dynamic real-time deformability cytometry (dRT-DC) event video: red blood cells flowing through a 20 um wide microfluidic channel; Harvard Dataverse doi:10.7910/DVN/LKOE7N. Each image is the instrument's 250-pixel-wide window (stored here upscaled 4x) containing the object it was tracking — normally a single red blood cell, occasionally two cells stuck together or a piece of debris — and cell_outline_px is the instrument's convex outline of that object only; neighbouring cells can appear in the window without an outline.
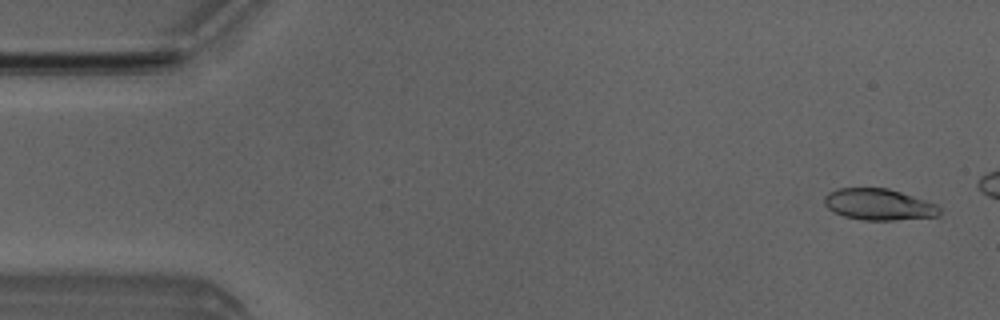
{"species": "Egyptian fruit bat (a non-hibernating species)", "species_latin": "Rousettus aegyptiacus", "temperature_condition": "room temperature", "stored_images_in_passage": 4, "camera_frame_rate_fps": 3000, "um_per_image_px": 0.085, "animal": {"sex": "male"}, "frame": {"image": 1, "passage_image": 1, "time_ms": 0.0, "image_size_px": [1000, 320], "cell_outline_px": [[940, 212], [936, 216], [892, 220], [860, 220], [844, 216], [832, 212], [824, 204], [824, 196], [828, 192], [836, 188], [888, 188], [936, 204], [940, 208]], "centroid_in_image_um": [74.63, 17.38], "position_along_channel_um": 10.4, "area_um2": 20.98}}